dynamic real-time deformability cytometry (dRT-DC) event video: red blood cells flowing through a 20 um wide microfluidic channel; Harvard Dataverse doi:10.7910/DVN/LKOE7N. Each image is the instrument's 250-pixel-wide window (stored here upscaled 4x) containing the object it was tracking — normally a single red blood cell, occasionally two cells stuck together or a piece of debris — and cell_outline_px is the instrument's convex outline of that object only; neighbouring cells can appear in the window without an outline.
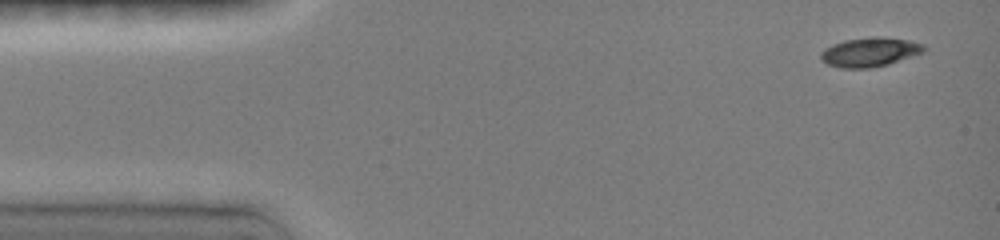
{"species": "common noctule bat (a hibernating species)", "species_latin": "Nyctalus noctula", "temperature_condition": "room temperature", "stored_images_in_passage": 16, "camera_frame_rate_fps": 3000, "um_per_image_px": 0.085, "animal": {"sex": "female", "body_mass_g": 19.0, "forearm_length_mm": 51.5}, "frame": {"image": 1, "passage_image": 1, "time_ms": 0.0, "image_size_px": [1000, 240], "cell_outline_px": [[928, 48], [924, 52], [888, 64], [872, 68], [840, 68], [828, 64], [820, 60], [820, 52], [824, 48], [832, 44], [844, 40], [876, 36], [880, 36], [912, 40], [924, 44]], "centroid_in_image_um": [73.95, 4.42], "position_along_channel_um": 11.1, "area_um2": 17.86}}
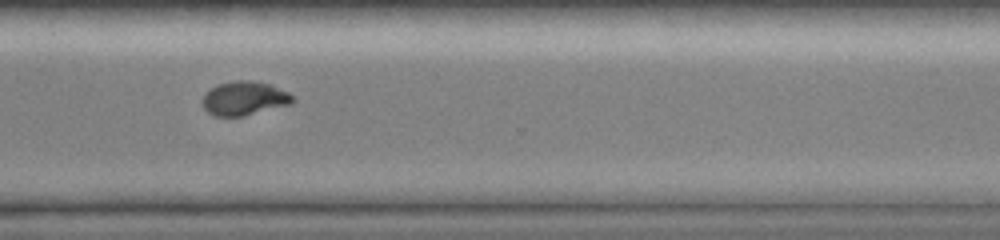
{"frame": {"image": 2, "passage_image": 12, "time_ms": 11.0, "image_size_px": [1000, 240], "cell_outline_px": [[296, 100], [292, 104], [244, 116], [216, 116], [208, 112], [204, 108], [204, 92], [220, 84], [236, 80], [252, 80], [268, 84], [288, 92]], "centroid_in_image_um": [20.8, 8.36], "position_along_channel_um": 349.8, "area_um2": 17.69}}
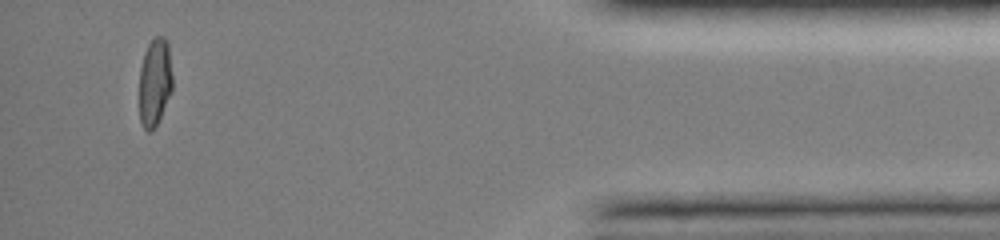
{"frame": {"image": 3, "passage_image": 15, "time_ms": 14.0, "image_size_px": [1000, 240], "cell_outline_px": [[172, 92], [156, 124], [148, 132], [144, 128], [140, 120], [140, 68], [144, 52], [148, 44], [156, 36], [164, 36], [168, 44], [172, 76]], "centroid_in_image_um": [13.16, 6.94], "position_along_channel_um": 422.0, "area_um2": 16.82}}